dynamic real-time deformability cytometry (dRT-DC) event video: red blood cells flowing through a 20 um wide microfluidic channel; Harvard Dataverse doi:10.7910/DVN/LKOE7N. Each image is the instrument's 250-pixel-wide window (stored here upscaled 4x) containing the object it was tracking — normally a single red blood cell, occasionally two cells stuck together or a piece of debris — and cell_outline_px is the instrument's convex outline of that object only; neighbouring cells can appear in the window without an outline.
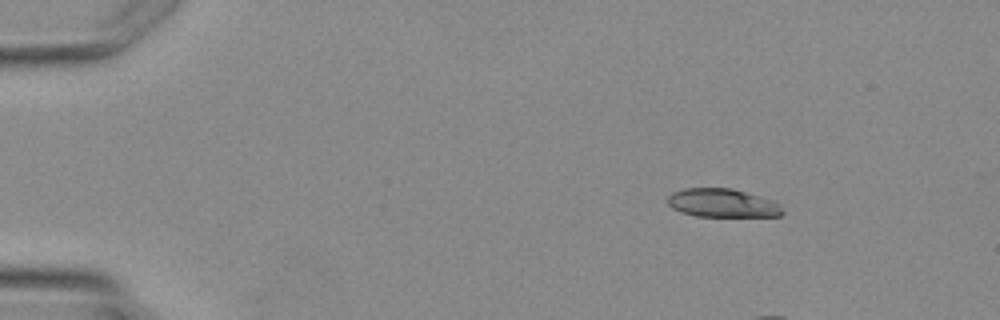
{"species": "Egyptian fruit bat (a non-hibernating species)", "species_latin": "Rousettus aegyptiacus", "temperature_condition": "warm", "stored_images_in_passage": 4, "camera_frame_rate_fps": 3000, "um_per_image_px": 0.085, "animal": {"sex": "female"}, "frame": {"image": 1, "passage_image": 1, "time_ms": 0.0, "image_size_px": [1000, 320], "cell_outline_px": [[784, 212], [780, 216], [696, 216], [680, 212], [672, 208], [668, 204], [668, 196], [672, 192], [684, 188], [732, 188], [772, 200], [780, 204]], "centroid_in_image_um": [61.39, 17.26], "position_along_channel_um": 23.6, "area_um2": 19.07}}
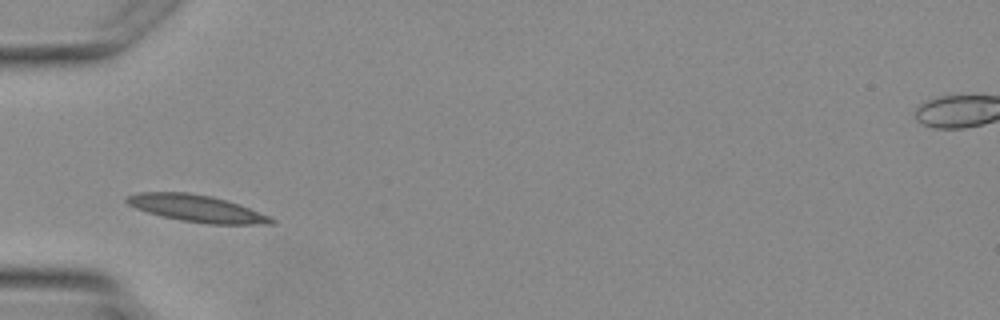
{"frame": {"image": 2, "passage_image": 4, "time_ms": 3.667, "image_size_px": [1000, 320], "cell_outline_px": [[276, 224], [208, 224], [180, 220], [160, 216], [136, 208], [128, 204], [124, 200], [128, 196], [136, 192], [188, 192], [212, 196], [248, 208], [268, 216], [276, 220]], "centroid_in_image_um": [16.68, 17.72], "position_along_channel_um": 68.3, "area_um2": 22.48}}